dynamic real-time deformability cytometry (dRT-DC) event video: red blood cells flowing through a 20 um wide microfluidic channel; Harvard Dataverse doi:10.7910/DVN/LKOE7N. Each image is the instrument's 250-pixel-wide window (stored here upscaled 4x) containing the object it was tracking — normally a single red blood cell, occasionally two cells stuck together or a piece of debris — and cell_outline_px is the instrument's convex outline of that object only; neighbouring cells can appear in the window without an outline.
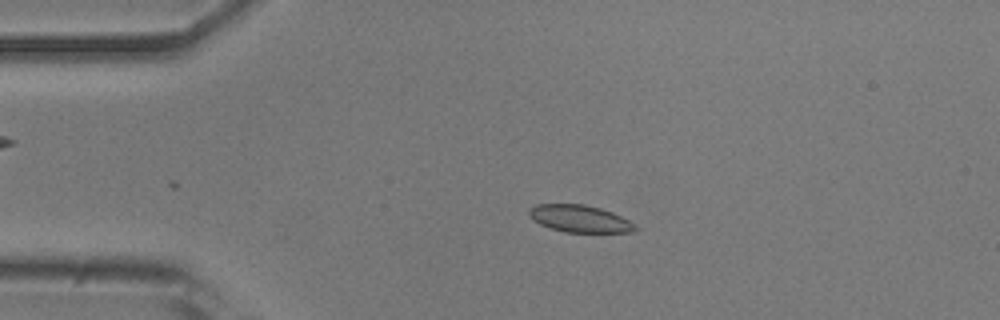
{"species": "common noctule bat (a hibernating species)", "species_latin": "Nyctalus noctula", "temperature_condition": "room temperature", "stored_images_in_passage": 41, "camera_frame_rate_fps": 3000, "um_per_image_px": 0.085, "animal": {"sex": "male", "body_mass_g": 20.5, "forearm_length_mm": 52.5}, "frame": {"image": 1, "passage_image": 11, "time_ms": 3.333, "image_size_px": [1000, 320], "cell_outline_px": [[640, 228], [636, 232], [564, 232], [540, 224], [532, 220], [528, 216], [528, 208], [536, 204], [584, 204], [600, 208], [612, 212], [636, 224]], "centroid_in_image_um": [49.28, 18.59], "position_along_channel_um": 35.7, "area_um2": 16.99}}
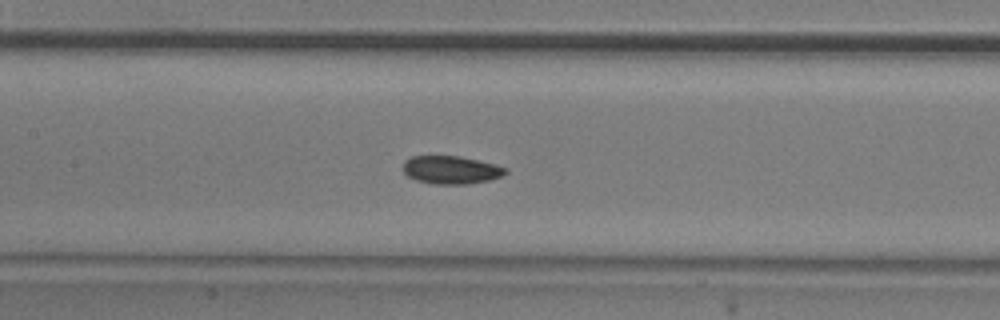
{"frame": {"image": 2, "passage_image": 24, "time_ms": 7.667, "image_size_px": [1000, 320], "cell_outline_px": [[508, 172], [504, 176], [488, 180], [468, 184], [436, 184], [416, 180], [408, 176], [404, 172], [404, 160], [412, 156], [460, 156], [496, 164], [508, 168]], "centroid_in_image_um": [38.38, 14.44], "position_along_channel_um": 169.0, "area_um2": 16.82}}
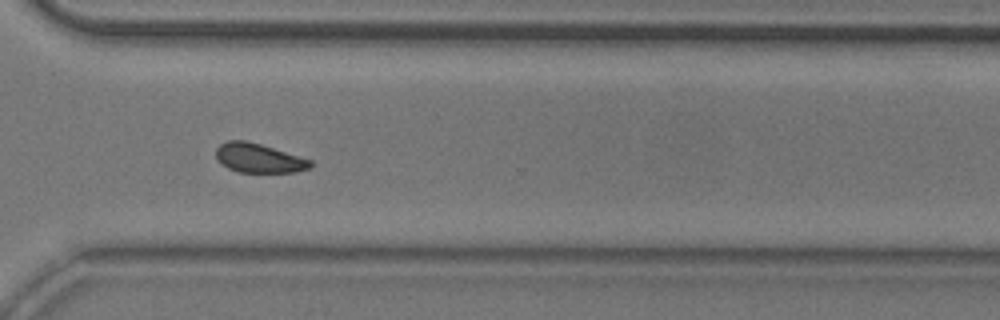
{"frame": {"image": 3, "passage_image": 38, "time_ms": 12.333, "image_size_px": [1000, 320], "cell_outline_px": [[312, 168], [296, 172], [236, 172], [220, 164], [216, 156], [216, 148], [220, 144], [228, 140], [248, 140], [312, 160]], "centroid_in_image_um": [21.99, 13.44], "position_along_channel_um": 348.6, "area_um2": 16.24}, "authors_computed_cell_mechanics": {"area_um2": 17.2244, "velocity_mm_per_s": 3.8576, "shape_relaxation_time_tau1_ms": 3.9041, "shape_relaxation_time_tau2_ms": null, "deformation_change_tau1": 0.0638, "deformation_change_tau2": null}}